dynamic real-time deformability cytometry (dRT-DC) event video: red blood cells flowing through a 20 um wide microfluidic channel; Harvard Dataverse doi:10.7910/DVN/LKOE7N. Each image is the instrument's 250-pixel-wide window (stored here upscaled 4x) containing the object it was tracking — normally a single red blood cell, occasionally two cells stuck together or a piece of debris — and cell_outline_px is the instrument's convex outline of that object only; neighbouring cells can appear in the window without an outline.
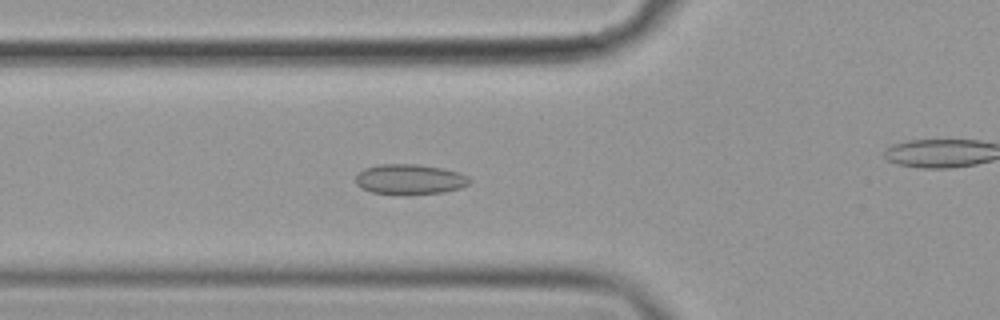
{"species": "common noctule bat (a hibernating species)", "species_latin": "Nyctalus noctula", "temperature_condition": "cold", "stored_images_in_passage": 58, "camera_frame_rate_fps": 3000, "um_per_image_px": 0.085, "animal": {"sex": "female", "body_mass_g": 19.9}, "frame": {"image": 1, "passage_image": 21, "time_ms": 6.667, "image_size_px": [1000, 320], "cell_outline_px": [[472, 180], [468, 184], [460, 188], [444, 192], [372, 192], [360, 188], [356, 184], [356, 176], [364, 168], [380, 164], [416, 164], [444, 168], [460, 172], [468, 176]], "centroid_in_image_um": [34.86, 15.19], "position_along_channel_um": 90.9, "area_um2": 19.48}}
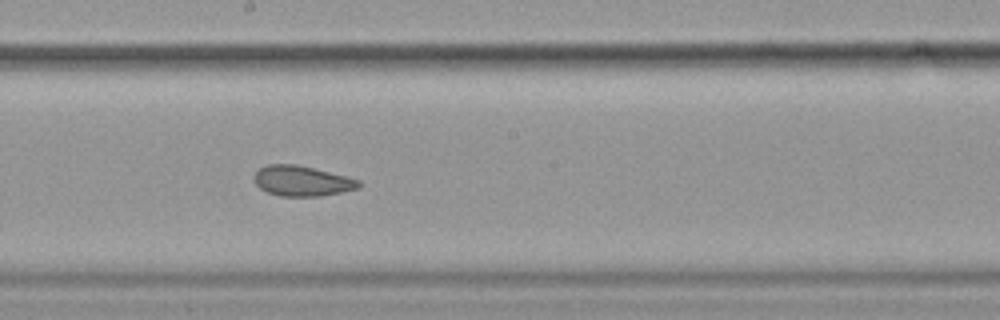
{"frame": {"image": 2, "passage_image": 32, "time_ms": 10.333, "image_size_px": [1000, 320], "cell_outline_px": [[360, 188], [320, 196], [280, 196], [268, 192], [260, 188], [256, 184], [252, 176], [260, 168], [268, 164], [296, 164], [360, 180]], "centroid_in_image_um": [25.63, 15.38], "position_along_channel_um": 222.6, "area_um2": 18.26}}
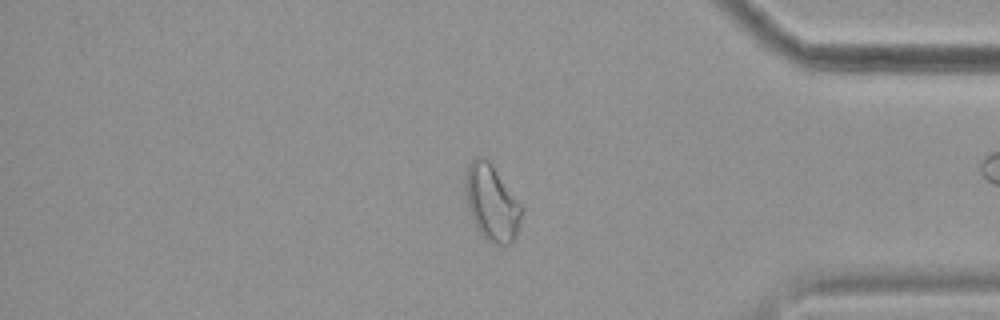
{"frame": {"image": 3, "passage_image": 48, "time_ms": 15.667, "image_size_px": [1000, 320], "cell_outline_px": [[524, 208], [516, 236], [512, 244], [492, 244], [476, 228], [472, 220], [468, 208], [464, 192], [464, 180], [468, 164], [476, 156], [480, 156], [488, 160], [492, 164]], "centroid_in_image_um": [41.79, 17.23], "position_along_channel_um": 393.4, "area_um2": 25.2}, "authors_computed_cell_mechanics": {"area_um2": 21.386, "velocity_mm_per_s": 3.5887, "shape_relaxation_time_tau1_ms": null, "shape_relaxation_time_tau2_ms": 2.8128, "deformation_change_tau1": null, "deformation_change_tau2": 0.0772}}